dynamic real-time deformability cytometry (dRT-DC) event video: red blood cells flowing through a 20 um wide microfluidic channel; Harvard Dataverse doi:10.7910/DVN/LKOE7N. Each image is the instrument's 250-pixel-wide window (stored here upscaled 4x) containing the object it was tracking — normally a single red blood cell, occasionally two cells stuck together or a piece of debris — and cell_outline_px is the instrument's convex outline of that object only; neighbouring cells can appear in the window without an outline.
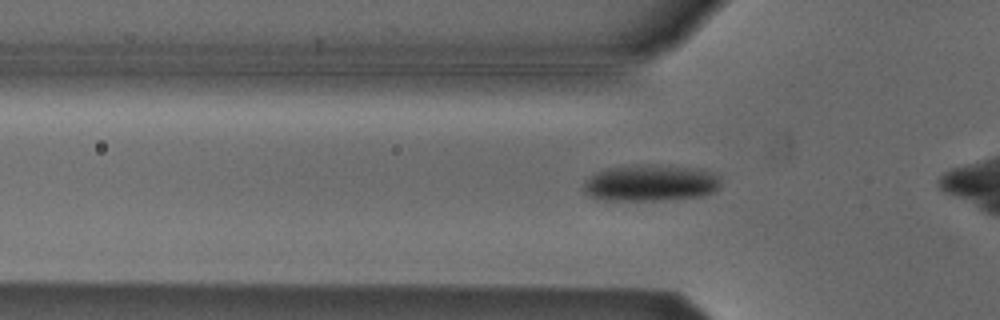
{"species": "Egyptian fruit bat (a non-hibernating species)", "species_latin": "Rousettus aegyptiacus", "temperature_condition": "cold", "stored_images_in_passage": 33, "camera_frame_rate_fps": 3000, "um_per_image_px": 0.085, "animal": {"sex": "male"}, "frame": {"image": 1, "passage_image": 7, "time_ms": 2.0, "image_size_px": [1000, 320], "cell_outline_px": [[720, 184], [712, 192], [704, 196], [664, 200], [604, 200], [588, 196], [584, 192], [584, 184], [596, 172], [608, 168], [636, 164], [656, 164], [704, 168], [720, 176]], "centroid_in_image_um": [55.34, 15.53], "position_along_channel_um": 70.5, "area_um2": 29.59}}
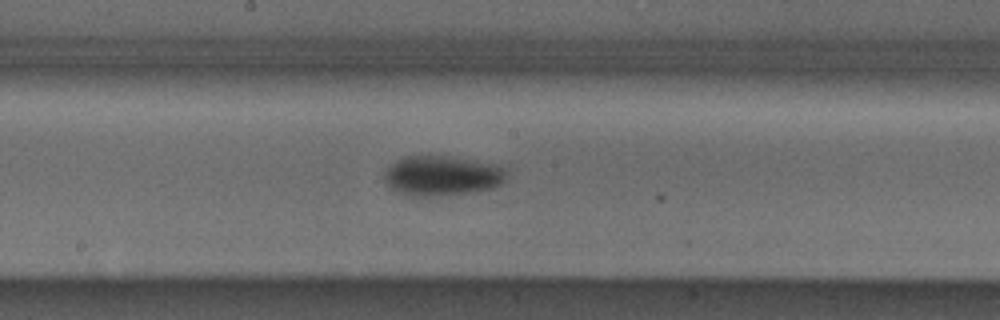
{"frame": {"image": 2, "passage_image": 18, "time_ms": 5.667, "image_size_px": [1000, 320], "cell_outline_px": [[508, 172], [504, 180], [500, 184], [492, 188], [472, 192], [432, 196], [404, 196], [396, 192], [384, 180], [384, 172], [388, 164], [404, 156], [448, 156], [492, 164]], "centroid_in_image_um": [37.49, 14.94], "position_along_channel_um": 210.7, "area_um2": 28.38}}
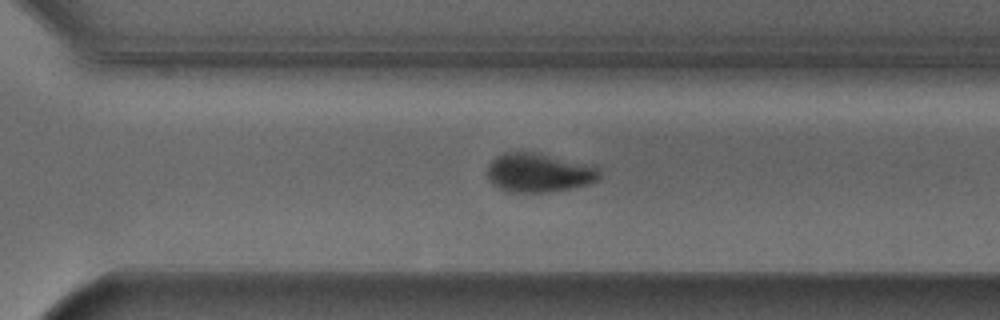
{"frame": {"image": 3, "passage_image": 27, "time_ms": 8.667, "image_size_px": [1000, 320], "cell_outline_px": [[600, 176], [596, 180], [588, 184], [548, 192], [508, 192], [492, 184], [488, 180], [488, 164], [496, 156], [504, 152], [532, 152], [596, 164], [600, 172]], "centroid_in_image_um": [45.81, 14.66], "position_along_channel_um": 324.8, "area_um2": 25.66}}